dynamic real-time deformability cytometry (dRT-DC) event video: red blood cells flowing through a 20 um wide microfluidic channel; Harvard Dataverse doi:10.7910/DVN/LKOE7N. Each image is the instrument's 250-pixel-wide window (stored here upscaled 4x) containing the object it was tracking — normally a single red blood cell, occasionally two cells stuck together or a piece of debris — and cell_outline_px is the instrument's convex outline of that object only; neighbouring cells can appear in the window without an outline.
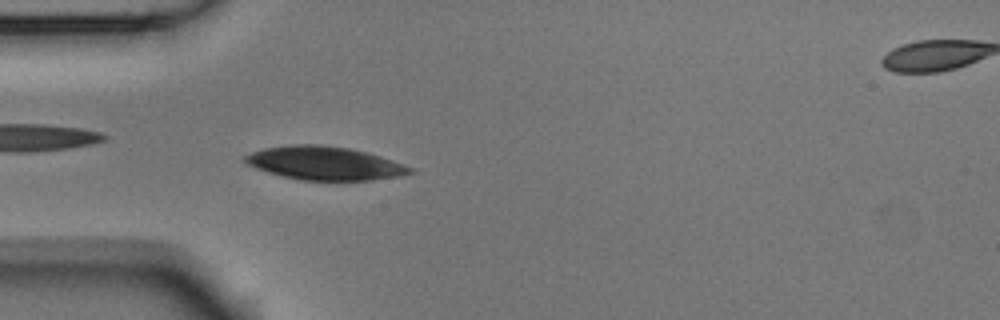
{"species": "Egyptian fruit bat (a non-hibernating species)", "species_latin": "Rousettus aegyptiacus", "temperature_condition": "room temperature", "stored_images_in_passage": 42, "camera_frame_rate_fps": 3000, "um_per_image_px": 0.085, "animal": {"sex": "male"}, "frame": {"image": 1, "passage_image": 8, "time_ms": 2.333, "image_size_px": [1000, 320], "cell_outline_px": [[416, 172], [400, 176], [372, 180], [300, 180], [268, 172], [256, 168], [248, 164], [240, 156], [264, 148], [292, 144], [316, 144], [348, 148], [380, 156], [412, 168]], "centroid_in_image_um": [27.56, 13.87], "position_along_channel_um": 57.4, "area_um2": 31.91}}
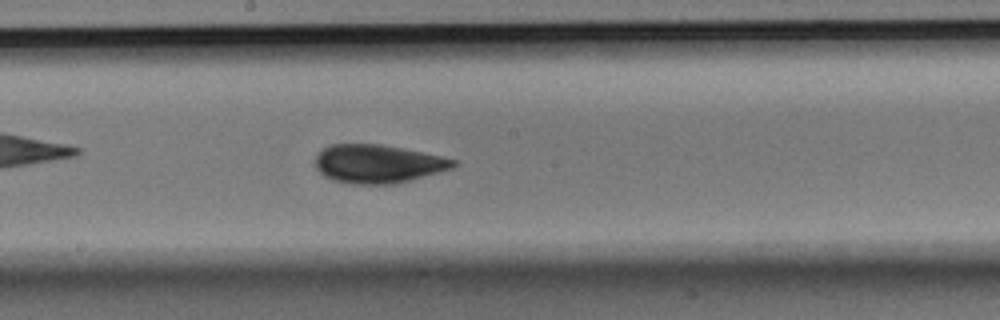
{"frame": {"image": 2, "passage_image": 21, "time_ms": 6.667, "image_size_px": [1000, 320], "cell_outline_px": [[460, 164], [452, 168], [440, 172], [396, 184], [352, 184], [332, 180], [324, 176], [316, 168], [316, 156], [324, 148], [332, 144], [380, 144], [440, 156], [456, 160]], "centroid_in_image_um": [32.13, 13.94], "position_along_channel_um": 216.1, "area_um2": 30.81}}
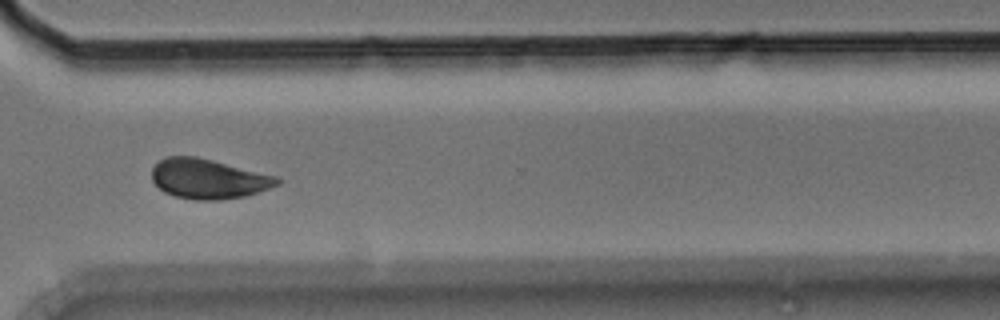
{"frame": {"image": 3, "passage_image": 32, "time_ms": 10.333, "image_size_px": [1000, 320], "cell_outline_px": [[284, 180], [280, 184], [244, 196], [220, 200], [196, 200], [176, 196], [164, 192], [152, 180], [152, 168], [164, 156], [196, 156], [276, 176]], "centroid_in_image_um": [17.7, 15.19], "position_along_channel_um": 352.9, "area_um2": 28.9}}